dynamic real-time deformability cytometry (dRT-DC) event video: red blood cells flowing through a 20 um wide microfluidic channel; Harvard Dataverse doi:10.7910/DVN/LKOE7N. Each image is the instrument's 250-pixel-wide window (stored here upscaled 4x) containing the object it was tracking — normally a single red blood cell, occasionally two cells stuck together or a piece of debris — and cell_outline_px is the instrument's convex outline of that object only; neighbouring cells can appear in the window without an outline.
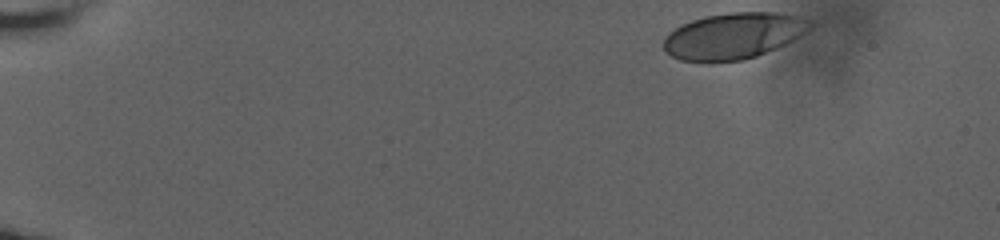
{"species": "human", "species_latin": "Homo sapiens", "temperature_condition": "room temperature", "stored_images_in_passage": 29, "camera_frame_rate_fps": 3000, "um_per_image_px": 0.085, "donor": {"sex": "male"}, "frame": {"image": 1, "passage_image": 1, "time_ms": 0.0, "image_size_px": [1000, 240], "cell_outline_px": [[812, 28], [792, 40], [776, 48], [756, 56], [744, 60], [712, 64], [680, 60], [664, 52], [660, 44], [664, 36], [668, 32], [680, 24], [704, 16], [728, 12], [776, 12], [800, 16], [812, 20]], "centroid_in_image_um": [62.27, 3.07], "position_along_channel_um": 22.7, "area_um2": 40.46}}
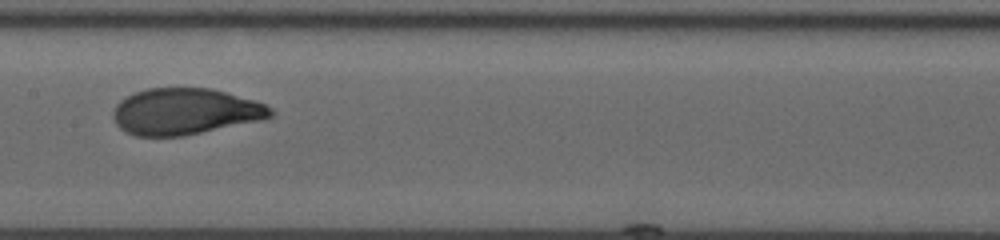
{"frame": {"image": 2, "passage_image": 16, "time_ms": 8.333, "image_size_px": [1000, 240], "cell_outline_px": [[276, 112], [272, 116], [264, 120], [184, 136], [136, 136], [120, 128], [116, 124], [112, 116], [112, 112], [116, 104], [120, 100], [136, 92], [148, 88], [212, 88], [256, 100], [272, 108]], "centroid_in_image_um": [15.78, 9.48], "position_along_channel_um": 191.6, "area_um2": 42.89}}
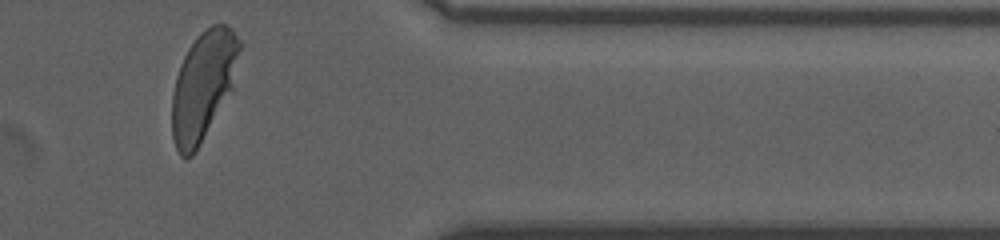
{"frame": {"image": 3, "passage_image": 28, "time_ms": 14.333, "image_size_px": [1000, 240], "cell_outline_px": [[244, 44], [232, 88], [196, 152], [192, 156], [180, 156], [176, 148], [172, 136], [172, 96], [176, 76], [180, 64], [188, 48], [196, 36], [200, 32], [212, 24], [224, 24], [232, 28]], "centroid_in_image_um": [17.3, 7.22], "position_along_channel_um": 394.1, "area_um2": 43.12}, "authors_computed_cell_mechanics": {"area_um2": 42.483, "velocity_mm_per_s": 3.6217, "shape_relaxation_time_tau1_ms": 4.5133, "shape_relaxation_time_tau2_ms": null, "deformation_change_tau1": 0.1952, "deformation_change_tau2": null}}